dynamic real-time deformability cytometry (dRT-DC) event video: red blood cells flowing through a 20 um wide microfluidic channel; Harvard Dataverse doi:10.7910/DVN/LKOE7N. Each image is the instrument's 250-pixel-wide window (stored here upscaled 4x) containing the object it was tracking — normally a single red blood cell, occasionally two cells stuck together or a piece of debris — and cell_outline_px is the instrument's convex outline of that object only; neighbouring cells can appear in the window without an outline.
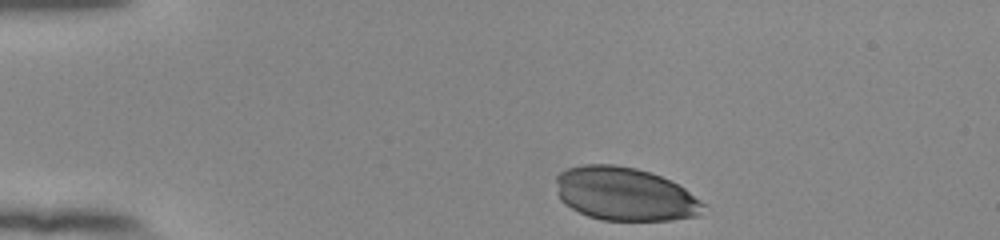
{"species": "human", "species_latin": "Homo sapiens", "temperature_condition": "room temperature", "stored_images_in_passage": 36, "camera_frame_rate_fps": 3000, "um_per_image_px": 0.085, "donor": {"sex": "female"}, "frame": {"image": 1, "passage_image": 1, "time_ms": 0.0, "image_size_px": [1000, 240], "cell_outline_px": [[704, 204], [700, 216], [672, 220], [600, 220], [588, 216], [564, 204], [560, 200], [556, 192], [556, 176], [560, 172], [568, 168], [584, 164], [612, 164], [636, 168], [660, 176], [684, 188], [700, 200]], "centroid_in_image_um": [53.07, 16.5], "position_along_channel_um": 31.9, "area_um2": 45.78}}
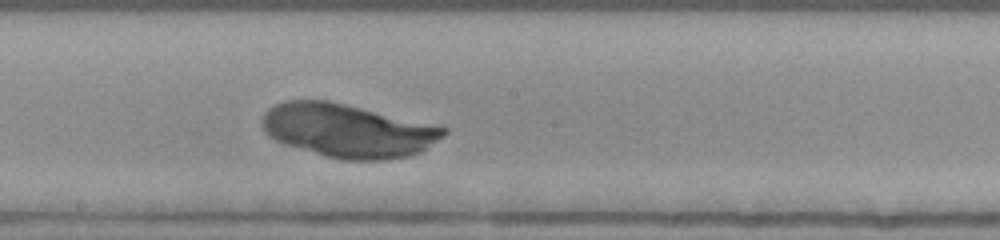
{"frame": {"image": 2, "passage_image": 21, "time_ms": 6.667, "image_size_px": [1000, 240], "cell_outline_px": [[448, 132], [444, 136], [420, 152], [408, 156], [388, 160], [340, 160], [284, 144], [268, 136], [264, 128], [264, 112], [268, 108], [284, 100], [328, 100], [448, 128]], "centroid_in_image_um": [29.56, 11.11], "position_along_channel_um": 218.6, "area_um2": 56.18}}
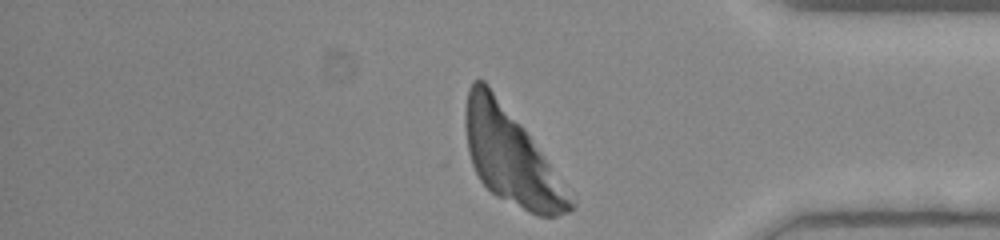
{"frame": {"image": 3, "passage_image": 36, "time_ms": 11.667, "image_size_px": [1000, 240], "cell_outline_px": [[576, 204], [568, 212], [556, 216], [536, 216], [496, 196], [480, 180], [472, 164], [468, 152], [464, 124], [464, 112], [468, 88], [472, 80], [484, 80], [488, 84], [524, 128]], "centroid_in_image_um": [43.35, 13.29], "position_along_channel_um": 391.9, "area_um2": 56.99}}